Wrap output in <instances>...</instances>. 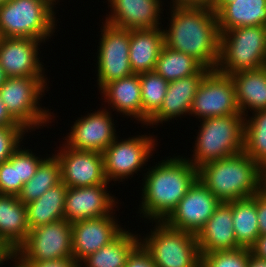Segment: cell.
<instances>
[{"label":"cell","instance_id":"47","mask_svg":"<svg viewBox=\"0 0 266 267\" xmlns=\"http://www.w3.org/2000/svg\"><path fill=\"white\" fill-rule=\"evenodd\" d=\"M7 76L3 70V68L0 65V87L4 84V82L6 81Z\"/></svg>","mask_w":266,"mask_h":267},{"label":"cell","instance_id":"14","mask_svg":"<svg viewBox=\"0 0 266 267\" xmlns=\"http://www.w3.org/2000/svg\"><path fill=\"white\" fill-rule=\"evenodd\" d=\"M220 204L221 201L197 179L164 222L171 228L197 235Z\"/></svg>","mask_w":266,"mask_h":267},{"label":"cell","instance_id":"11","mask_svg":"<svg viewBox=\"0 0 266 267\" xmlns=\"http://www.w3.org/2000/svg\"><path fill=\"white\" fill-rule=\"evenodd\" d=\"M101 23L99 46L95 53L99 91L109 82L134 74L129 60L130 30L111 26L104 21Z\"/></svg>","mask_w":266,"mask_h":267},{"label":"cell","instance_id":"10","mask_svg":"<svg viewBox=\"0 0 266 267\" xmlns=\"http://www.w3.org/2000/svg\"><path fill=\"white\" fill-rule=\"evenodd\" d=\"M14 258L19 262L73 258L71 223L62 219L31 229Z\"/></svg>","mask_w":266,"mask_h":267},{"label":"cell","instance_id":"24","mask_svg":"<svg viewBox=\"0 0 266 267\" xmlns=\"http://www.w3.org/2000/svg\"><path fill=\"white\" fill-rule=\"evenodd\" d=\"M29 231L26 204L16 195L0 194V242L15 253Z\"/></svg>","mask_w":266,"mask_h":267},{"label":"cell","instance_id":"49","mask_svg":"<svg viewBox=\"0 0 266 267\" xmlns=\"http://www.w3.org/2000/svg\"><path fill=\"white\" fill-rule=\"evenodd\" d=\"M8 0H0V6Z\"/></svg>","mask_w":266,"mask_h":267},{"label":"cell","instance_id":"48","mask_svg":"<svg viewBox=\"0 0 266 267\" xmlns=\"http://www.w3.org/2000/svg\"><path fill=\"white\" fill-rule=\"evenodd\" d=\"M9 263H10V266H11V267H25V266H23L18 260H16L15 258L13 259V262L10 261ZM11 263H12V264H11Z\"/></svg>","mask_w":266,"mask_h":267},{"label":"cell","instance_id":"29","mask_svg":"<svg viewBox=\"0 0 266 267\" xmlns=\"http://www.w3.org/2000/svg\"><path fill=\"white\" fill-rule=\"evenodd\" d=\"M233 229L237 243L250 248L260 231L257 218V193L252 197L233 201Z\"/></svg>","mask_w":266,"mask_h":267},{"label":"cell","instance_id":"27","mask_svg":"<svg viewBox=\"0 0 266 267\" xmlns=\"http://www.w3.org/2000/svg\"><path fill=\"white\" fill-rule=\"evenodd\" d=\"M68 187L62 181L38 199L26 204L29 230L64 219V205Z\"/></svg>","mask_w":266,"mask_h":267},{"label":"cell","instance_id":"12","mask_svg":"<svg viewBox=\"0 0 266 267\" xmlns=\"http://www.w3.org/2000/svg\"><path fill=\"white\" fill-rule=\"evenodd\" d=\"M241 114L231 76L211 70L202 80L192 102L189 116L198 120Z\"/></svg>","mask_w":266,"mask_h":267},{"label":"cell","instance_id":"31","mask_svg":"<svg viewBox=\"0 0 266 267\" xmlns=\"http://www.w3.org/2000/svg\"><path fill=\"white\" fill-rule=\"evenodd\" d=\"M203 67L194 57L164 45L153 71L170 83L197 74Z\"/></svg>","mask_w":266,"mask_h":267},{"label":"cell","instance_id":"22","mask_svg":"<svg viewBox=\"0 0 266 267\" xmlns=\"http://www.w3.org/2000/svg\"><path fill=\"white\" fill-rule=\"evenodd\" d=\"M102 100H105L103 108L116 111L121 116L135 120L142 124L141 85L139 74H132L106 84L100 91ZM107 102L108 107L105 105ZM111 108H110V107Z\"/></svg>","mask_w":266,"mask_h":267},{"label":"cell","instance_id":"36","mask_svg":"<svg viewBox=\"0 0 266 267\" xmlns=\"http://www.w3.org/2000/svg\"><path fill=\"white\" fill-rule=\"evenodd\" d=\"M24 183L18 181L17 150L0 164V194L16 195L21 192Z\"/></svg>","mask_w":266,"mask_h":267},{"label":"cell","instance_id":"41","mask_svg":"<svg viewBox=\"0 0 266 267\" xmlns=\"http://www.w3.org/2000/svg\"><path fill=\"white\" fill-rule=\"evenodd\" d=\"M214 0H170V7H212Z\"/></svg>","mask_w":266,"mask_h":267},{"label":"cell","instance_id":"7","mask_svg":"<svg viewBox=\"0 0 266 267\" xmlns=\"http://www.w3.org/2000/svg\"><path fill=\"white\" fill-rule=\"evenodd\" d=\"M220 33L217 72L231 76L240 71L266 66L264 26L238 27Z\"/></svg>","mask_w":266,"mask_h":267},{"label":"cell","instance_id":"37","mask_svg":"<svg viewBox=\"0 0 266 267\" xmlns=\"http://www.w3.org/2000/svg\"><path fill=\"white\" fill-rule=\"evenodd\" d=\"M17 149V173L18 181L23 183L28 182L36 173L39 164L46 158L40 157L41 155H36L31 149H26L24 146Z\"/></svg>","mask_w":266,"mask_h":267},{"label":"cell","instance_id":"9","mask_svg":"<svg viewBox=\"0 0 266 267\" xmlns=\"http://www.w3.org/2000/svg\"><path fill=\"white\" fill-rule=\"evenodd\" d=\"M119 138L118 135L102 153L106 179L109 183L113 180L115 184L130 176L133 178L135 173L142 172L141 169H147L144 166L148 165L158 145L157 136L155 138L153 134Z\"/></svg>","mask_w":266,"mask_h":267},{"label":"cell","instance_id":"25","mask_svg":"<svg viewBox=\"0 0 266 267\" xmlns=\"http://www.w3.org/2000/svg\"><path fill=\"white\" fill-rule=\"evenodd\" d=\"M163 46L162 27L131 29L129 60L133 73L153 71Z\"/></svg>","mask_w":266,"mask_h":267},{"label":"cell","instance_id":"2","mask_svg":"<svg viewBox=\"0 0 266 267\" xmlns=\"http://www.w3.org/2000/svg\"><path fill=\"white\" fill-rule=\"evenodd\" d=\"M166 158L144 170L143 174L137 214L152 224L164 221L198 179V169L185 156Z\"/></svg>","mask_w":266,"mask_h":267},{"label":"cell","instance_id":"44","mask_svg":"<svg viewBox=\"0 0 266 267\" xmlns=\"http://www.w3.org/2000/svg\"><path fill=\"white\" fill-rule=\"evenodd\" d=\"M14 259V252L6 246H2L0 248V267H2V265H7V263L5 262H9V261H13Z\"/></svg>","mask_w":266,"mask_h":267},{"label":"cell","instance_id":"19","mask_svg":"<svg viewBox=\"0 0 266 267\" xmlns=\"http://www.w3.org/2000/svg\"><path fill=\"white\" fill-rule=\"evenodd\" d=\"M110 12L104 22L122 29L163 27V0H107ZM162 25V26H161Z\"/></svg>","mask_w":266,"mask_h":267},{"label":"cell","instance_id":"45","mask_svg":"<svg viewBox=\"0 0 266 267\" xmlns=\"http://www.w3.org/2000/svg\"><path fill=\"white\" fill-rule=\"evenodd\" d=\"M247 267H266V261L257 259L253 255H250Z\"/></svg>","mask_w":266,"mask_h":267},{"label":"cell","instance_id":"8","mask_svg":"<svg viewBox=\"0 0 266 267\" xmlns=\"http://www.w3.org/2000/svg\"><path fill=\"white\" fill-rule=\"evenodd\" d=\"M151 231L140 243L149 252L156 267H200L201 254L196 234L154 221Z\"/></svg>","mask_w":266,"mask_h":267},{"label":"cell","instance_id":"13","mask_svg":"<svg viewBox=\"0 0 266 267\" xmlns=\"http://www.w3.org/2000/svg\"><path fill=\"white\" fill-rule=\"evenodd\" d=\"M101 107L77 118L63 139L66 146L80 151L103 153L118 137L117 122H114L112 111Z\"/></svg>","mask_w":266,"mask_h":267},{"label":"cell","instance_id":"20","mask_svg":"<svg viewBox=\"0 0 266 267\" xmlns=\"http://www.w3.org/2000/svg\"><path fill=\"white\" fill-rule=\"evenodd\" d=\"M210 71L203 67L197 74L170 82L161 108L149 119L145 128H150L151 125L156 128L172 119L174 121V118L177 120L178 117L188 116L196 91Z\"/></svg>","mask_w":266,"mask_h":267},{"label":"cell","instance_id":"38","mask_svg":"<svg viewBox=\"0 0 266 267\" xmlns=\"http://www.w3.org/2000/svg\"><path fill=\"white\" fill-rule=\"evenodd\" d=\"M125 267H156L149 252L140 243L130 254Z\"/></svg>","mask_w":266,"mask_h":267},{"label":"cell","instance_id":"5","mask_svg":"<svg viewBox=\"0 0 266 267\" xmlns=\"http://www.w3.org/2000/svg\"><path fill=\"white\" fill-rule=\"evenodd\" d=\"M55 8L53 0L6 1L0 6V37L50 41L58 29Z\"/></svg>","mask_w":266,"mask_h":267},{"label":"cell","instance_id":"43","mask_svg":"<svg viewBox=\"0 0 266 267\" xmlns=\"http://www.w3.org/2000/svg\"><path fill=\"white\" fill-rule=\"evenodd\" d=\"M0 126H21L8 113L6 106L0 99Z\"/></svg>","mask_w":266,"mask_h":267},{"label":"cell","instance_id":"35","mask_svg":"<svg viewBox=\"0 0 266 267\" xmlns=\"http://www.w3.org/2000/svg\"><path fill=\"white\" fill-rule=\"evenodd\" d=\"M27 132L23 126H0V164L7 161L24 143Z\"/></svg>","mask_w":266,"mask_h":267},{"label":"cell","instance_id":"46","mask_svg":"<svg viewBox=\"0 0 266 267\" xmlns=\"http://www.w3.org/2000/svg\"><path fill=\"white\" fill-rule=\"evenodd\" d=\"M261 190L266 194V166L262 168Z\"/></svg>","mask_w":266,"mask_h":267},{"label":"cell","instance_id":"1","mask_svg":"<svg viewBox=\"0 0 266 267\" xmlns=\"http://www.w3.org/2000/svg\"><path fill=\"white\" fill-rule=\"evenodd\" d=\"M169 25L162 27L164 45L194 57L216 70L220 53V30L212 7H169Z\"/></svg>","mask_w":266,"mask_h":267},{"label":"cell","instance_id":"16","mask_svg":"<svg viewBox=\"0 0 266 267\" xmlns=\"http://www.w3.org/2000/svg\"><path fill=\"white\" fill-rule=\"evenodd\" d=\"M109 184L108 182L107 184L87 187H68L64 205V219L69 223H74L111 215L117 210L115 208L119 206V200L110 193Z\"/></svg>","mask_w":266,"mask_h":267},{"label":"cell","instance_id":"30","mask_svg":"<svg viewBox=\"0 0 266 267\" xmlns=\"http://www.w3.org/2000/svg\"><path fill=\"white\" fill-rule=\"evenodd\" d=\"M39 164L34 176L22 186L18 199L27 204L61 182L60 163L52 153ZM50 155V156H49Z\"/></svg>","mask_w":266,"mask_h":267},{"label":"cell","instance_id":"40","mask_svg":"<svg viewBox=\"0 0 266 267\" xmlns=\"http://www.w3.org/2000/svg\"><path fill=\"white\" fill-rule=\"evenodd\" d=\"M257 218L260 235L266 234V194L260 190L257 192Z\"/></svg>","mask_w":266,"mask_h":267},{"label":"cell","instance_id":"3","mask_svg":"<svg viewBox=\"0 0 266 267\" xmlns=\"http://www.w3.org/2000/svg\"><path fill=\"white\" fill-rule=\"evenodd\" d=\"M198 179L221 202H231L261 190L262 168L243 151L202 165Z\"/></svg>","mask_w":266,"mask_h":267},{"label":"cell","instance_id":"28","mask_svg":"<svg viewBox=\"0 0 266 267\" xmlns=\"http://www.w3.org/2000/svg\"><path fill=\"white\" fill-rule=\"evenodd\" d=\"M134 232L124 229L109 244L86 257L79 267H125L128 257L140 244V235Z\"/></svg>","mask_w":266,"mask_h":267},{"label":"cell","instance_id":"18","mask_svg":"<svg viewBox=\"0 0 266 267\" xmlns=\"http://www.w3.org/2000/svg\"><path fill=\"white\" fill-rule=\"evenodd\" d=\"M114 214L71 223L73 258L79 265L125 229Z\"/></svg>","mask_w":266,"mask_h":267},{"label":"cell","instance_id":"26","mask_svg":"<svg viewBox=\"0 0 266 267\" xmlns=\"http://www.w3.org/2000/svg\"><path fill=\"white\" fill-rule=\"evenodd\" d=\"M231 78L235 84L239 112L244 117L266 110V66L234 73Z\"/></svg>","mask_w":266,"mask_h":267},{"label":"cell","instance_id":"15","mask_svg":"<svg viewBox=\"0 0 266 267\" xmlns=\"http://www.w3.org/2000/svg\"><path fill=\"white\" fill-rule=\"evenodd\" d=\"M54 155L60 163L61 181L67 187L107 184L102 153L80 151L60 144Z\"/></svg>","mask_w":266,"mask_h":267},{"label":"cell","instance_id":"33","mask_svg":"<svg viewBox=\"0 0 266 267\" xmlns=\"http://www.w3.org/2000/svg\"><path fill=\"white\" fill-rule=\"evenodd\" d=\"M142 102V126L161 108L169 82L154 71L139 74Z\"/></svg>","mask_w":266,"mask_h":267},{"label":"cell","instance_id":"32","mask_svg":"<svg viewBox=\"0 0 266 267\" xmlns=\"http://www.w3.org/2000/svg\"><path fill=\"white\" fill-rule=\"evenodd\" d=\"M243 151L261 168L266 166V110L245 117Z\"/></svg>","mask_w":266,"mask_h":267},{"label":"cell","instance_id":"21","mask_svg":"<svg viewBox=\"0 0 266 267\" xmlns=\"http://www.w3.org/2000/svg\"><path fill=\"white\" fill-rule=\"evenodd\" d=\"M233 201L221 202L196 235L200 254L233 250L241 247L233 229Z\"/></svg>","mask_w":266,"mask_h":267},{"label":"cell","instance_id":"17","mask_svg":"<svg viewBox=\"0 0 266 267\" xmlns=\"http://www.w3.org/2000/svg\"><path fill=\"white\" fill-rule=\"evenodd\" d=\"M41 43L44 44L32 38L0 37V65L7 78L46 77L42 57H39Z\"/></svg>","mask_w":266,"mask_h":267},{"label":"cell","instance_id":"6","mask_svg":"<svg viewBox=\"0 0 266 267\" xmlns=\"http://www.w3.org/2000/svg\"><path fill=\"white\" fill-rule=\"evenodd\" d=\"M47 78H7L0 87V99L6 106L8 113L29 133L39 129V127L43 129L47 124L54 123L55 119L53 118H56L53 112L45 106L42 108L40 103L41 97L45 96V92H48L49 89Z\"/></svg>","mask_w":266,"mask_h":267},{"label":"cell","instance_id":"23","mask_svg":"<svg viewBox=\"0 0 266 267\" xmlns=\"http://www.w3.org/2000/svg\"><path fill=\"white\" fill-rule=\"evenodd\" d=\"M220 31L266 25V0H214Z\"/></svg>","mask_w":266,"mask_h":267},{"label":"cell","instance_id":"42","mask_svg":"<svg viewBox=\"0 0 266 267\" xmlns=\"http://www.w3.org/2000/svg\"><path fill=\"white\" fill-rule=\"evenodd\" d=\"M250 250L255 258L266 261V234L259 235Z\"/></svg>","mask_w":266,"mask_h":267},{"label":"cell","instance_id":"4","mask_svg":"<svg viewBox=\"0 0 266 267\" xmlns=\"http://www.w3.org/2000/svg\"><path fill=\"white\" fill-rule=\"evenodd\" d=\"M193 154L186 159L197 169L244 150L245 117L232 114L199 120Z\"/></svg>","mask_w":266,"mask_h":267},{"label":"cell","instance_id":"50","mask_svg":"<svg viewBox=\"0 0 266 267\" xmlns=\"http://www.w3.org/2000/svg\"><path fill=\"white\" fill-rule=\"evenodd\" d=\"M53 1L58 5L59 0H53Z\"/></svg>","mask_w":266,"mask_h":267},{"label":"cell","instance_id":"39","mask_svg":"<svg viewBox=\"0 0 266 267\" xmlns=\"http://www.w3.org/2000/svg\"><path fill=\"white\" fill-rule=\"evenodd\" d=\"M25 267H79L74 258H60L38 262H20Z\"/></svg>","mask_w":266,"mask_h":267},{"label":"cell","instance_id":"34","mask_svg":"<svg viewBox=\"0 0 266 267\" xmlns=\"http://www.w3.org/2000/svg\"><path fill=\"white\" fill-rule=\"evenodd\" d=\"M250 255L247 247L201 254L200 267H247Z\"/></svg>","mask_w":266,"mask_h":267}]
</instances>
